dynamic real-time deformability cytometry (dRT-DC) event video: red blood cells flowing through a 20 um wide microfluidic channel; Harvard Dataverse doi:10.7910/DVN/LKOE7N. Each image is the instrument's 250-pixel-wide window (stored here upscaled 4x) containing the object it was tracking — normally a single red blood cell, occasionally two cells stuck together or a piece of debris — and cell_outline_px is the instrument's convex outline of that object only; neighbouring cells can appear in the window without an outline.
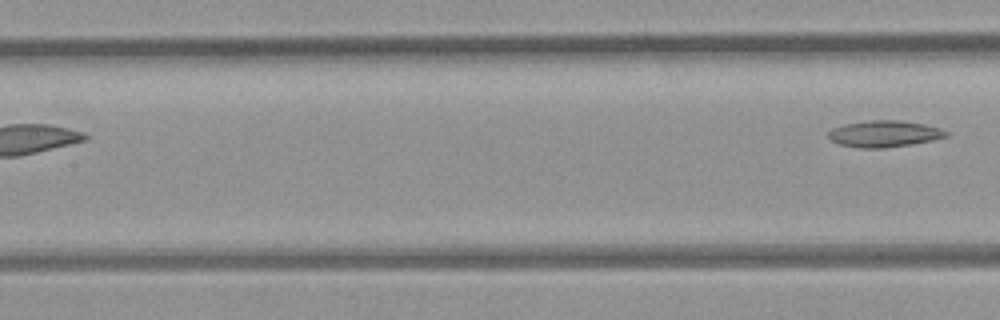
{"species": "common noctule bat (a hibernating species)", "species_latin": "Nyctalus noctula", "temperature_condition": "room temperature", "stored_images_in_passage": 7, "segment_of_instrument_passage": [2, 2], "camera_frame_rate_fps": 3000, "um_per_image_px": 0.085, "animal": {"sex": "female", "body_mass_g": 21.9}, "frame": {"image": 1, "passage_image": 7, "time_ms": 7.0, "image_size_px": [1000, 320], "cell_outline_px": [[948, 136], [932, 140], [912, 144], [884, 148], [860, 148], [840, 144], [832, 140], [828, 136], [828, 132], [832, 128], [844, 124], [868, 120], [900, 120], [924, 124], [940, 128], [948, 132]], "centroid_in_image_um": [75.16, 11.37], "position_along_channel_um": 132.2, "area_um2": 18.15}}